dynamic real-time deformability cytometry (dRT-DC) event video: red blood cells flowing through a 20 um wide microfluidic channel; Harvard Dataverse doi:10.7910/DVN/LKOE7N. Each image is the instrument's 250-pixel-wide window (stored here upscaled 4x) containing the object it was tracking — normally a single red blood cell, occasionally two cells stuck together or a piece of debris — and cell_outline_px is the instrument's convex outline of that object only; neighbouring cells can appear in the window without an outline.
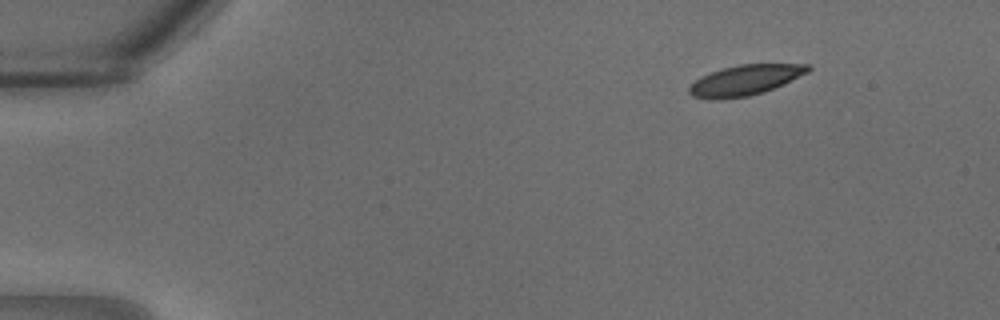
{"species": "common noctule bat (a hibernating species)", "species_latin": "Nyctalus noctula", "temperature_condition": "warm", "stored_images_in_passage": 13, "camera_frame_rate_fps": 3000, "um_per_image_px": 0.085, "animal": {"sex": "male", "body_mass_g": 18.8}, "frame": {"image": 1, "passage_image": 1, "time_ms": 0.0, "image_size_px": [1000, 320], "cell_outline_px": [[812, 68], [808, 72], [784, 84], [764, 92], [748, 96], [716, 100], [712, 100], [692, 96], [688, 92], [688, 88], [700, 76], [724, 68], [740, 64], [808, 64]], "centroid_in_image_um": [63.33, 6.82], "position_along_channel_um": 21.7, "area_um2": 20.98}}
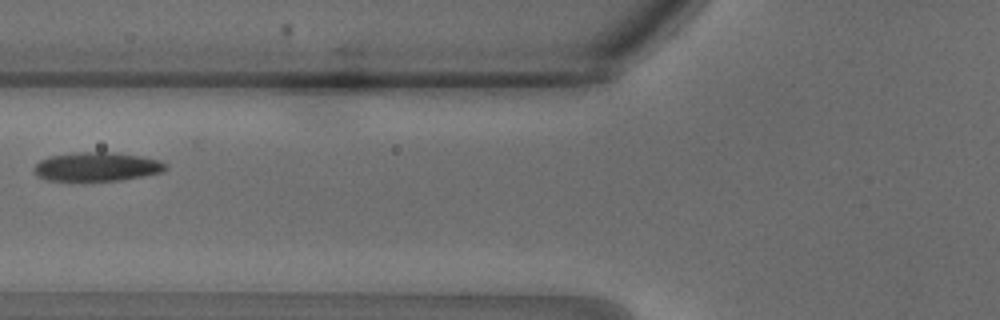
{"frame": {"image": 2, "passage_image": 10, "time_ms": 3.0, "image_size_px": [1000, 320], "cell_outline_px": [[168, 168], [164, 172], [144, 176], [120, 180], [88, 184], [80, 184], [48, 180], [40, 176], [32, 168], [40, 160], [48, 156], [76, 152], [112, 152], [140, 156], [160, 160], [168, 164]], "centroid_in_image_um": [8.23, 14.22], "position_along_channel_um": 117.6, "area_um2": 23.29}}
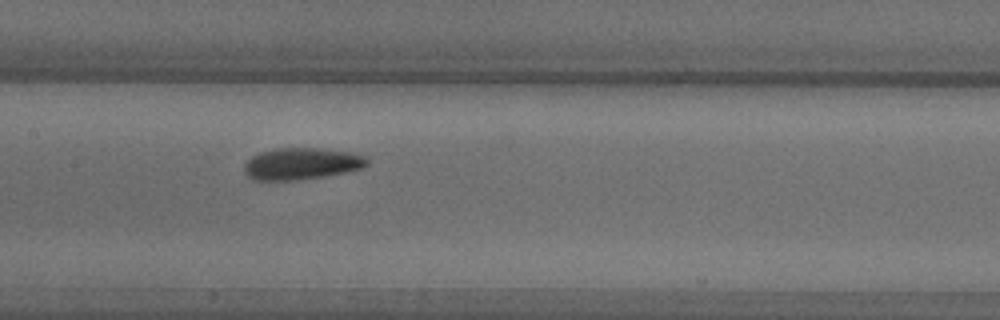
{"frame": {"image": 3, "passage_image": 13, "time_ms": 4.0, "image_size_px": [1000, 320], "cell_outline_px": [[368, 164], [364, 168], [324, 176], [300, 180], [252, 180], [244, 172], [244, 164], [252, 156], [260, 152], [276, 148], [316, 148], [348, 152], [364, 156], [368, 160]], "centroid_in_image_um": [25.6, 13.92], "position_along_channel_um": 181.8, "area_um2": 22.66}}